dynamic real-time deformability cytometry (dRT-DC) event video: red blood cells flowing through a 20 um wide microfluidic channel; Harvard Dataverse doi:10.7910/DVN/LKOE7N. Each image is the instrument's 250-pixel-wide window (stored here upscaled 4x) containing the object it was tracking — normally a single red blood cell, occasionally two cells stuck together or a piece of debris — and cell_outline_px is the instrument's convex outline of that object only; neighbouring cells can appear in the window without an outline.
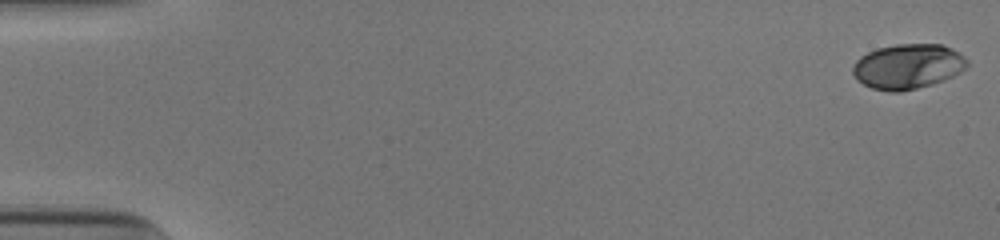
{"species": "human", "species_latin": "Homo sapiens", "temperature_condition": "cold", "stored_images_in_passage": 53, "camera_frame_rate_fps": 3000, "um_per_image_px": 0.085, "donor": {"sex": "male"}, "frame": {"image": 1, "passage_image": 1, "time_ms": 0.0, "image_size_px": [1000, 240], "cell_outline_px": [[968, 64], [960, 72], [944, 80], [932, 84], [900, 92], [888, 92], [872, 88], [856, 80], [852, 72], [852, 68], [856, 60], [860, 56], [876, 48], [896, 44], [940, 44], [952, 48], [960, 52], [968, 60]], "centroid_in_image_um": [77.15, 5.64], "position_along_channel_um": 7.8, "area_um2": 30.17}}
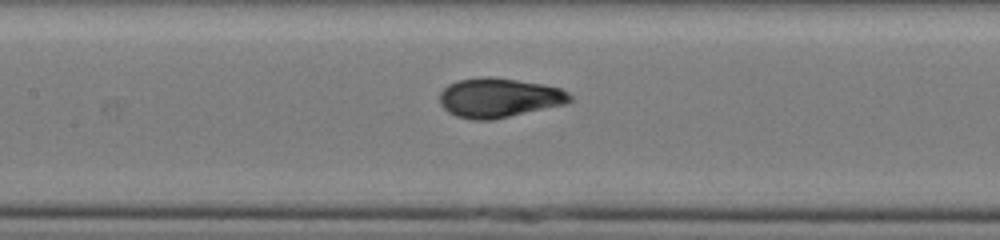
{"frame": {"image": 2, "passage_image": 26, "time_ms": 8.333, "image_size_px": [1000, 240], "cell_outline_px": [[572, 100], [564, 104], [492, 120], [472, 120], [456, 116], [448, 112], [440, 104], [440, 92], [448, 84], [456, 80], [480, 76], [492, 76], [544, 84], [560, 88], [568, 92], [572, 96]], "centroid_in_image_um": [42.38, 8.29], "position_along_channel_um": 165.0, "area_um2": 30.11}}
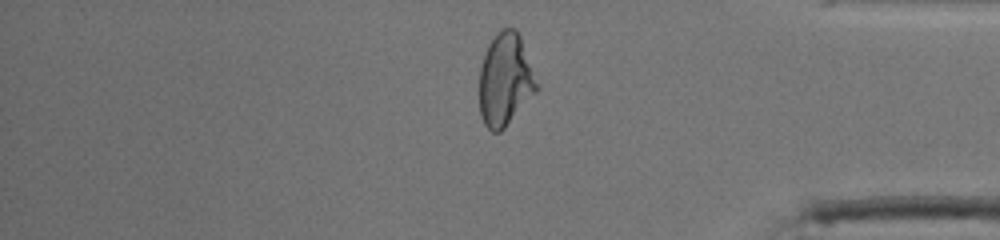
{"frame": {"image": 3, "passage_image": 45, "time_ms": 14.667, "image_size_px": [1000, 240], "cell_outline_px": [[540, 88], [504, 128], [500, 132], [492, 132], [484, 124], [480, 116], [480, 68], [488, 44], [496, 32], [504, 28], [516, 28], [520, 36], [540, 84]], "centroid_in_image_um": [42.97, 6.77], "position_along_channel_um": 392.2, "area_um2": 31.15}, "authors_computed_cell_mechanics": {"area_um2": 29.767, "velocity_mm_per_s": 3.8995, "shape_relaxation_time_tau1_ms": 3.5408, "shape_relaxation_time_tau2_ms": null, "deformation_change_tau1": 0.1742, "deformation_change_tau2": null}}